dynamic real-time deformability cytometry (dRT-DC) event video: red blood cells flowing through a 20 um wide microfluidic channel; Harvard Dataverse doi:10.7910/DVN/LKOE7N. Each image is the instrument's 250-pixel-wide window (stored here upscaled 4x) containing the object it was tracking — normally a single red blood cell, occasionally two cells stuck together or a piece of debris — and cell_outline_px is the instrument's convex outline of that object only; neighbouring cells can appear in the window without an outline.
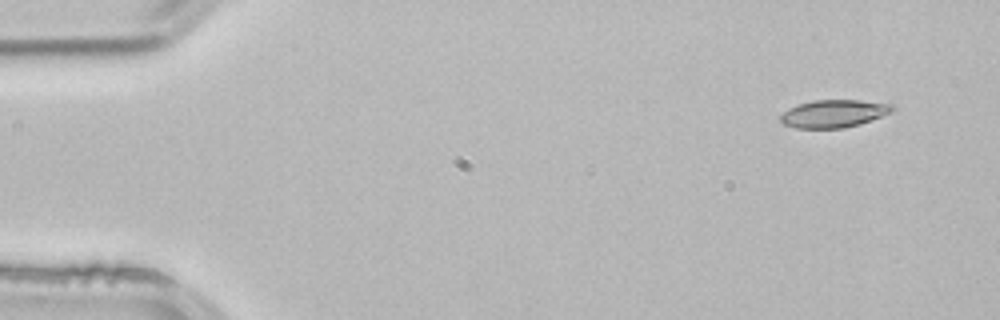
{"species": "common noctule bat (a hibernating species)", "species_latin": "Nyctalus noctula", "temperature_condition": "room temperature", "stored_images_in_passage": 3, "camera_frame_rate_fps": 3000, "um_per_image_px": 0.085, "animal": {"sex": "male", "body_mass_g": 21.5, "forearm_length_mm": 52.0}, "frame": {"image": 1, "passage_image": 1, "time_ms": 0.0, "image_size_px": [1000, 320], "cell_outline_px": [[896, 108], [892, 112], [860, 124], [844, 128], [796, 128], [784, 124], [780, 120], [780, 116], [788, 108], [800, 104], [816, 100], [860, 100], [892, 104]], "centroid_in_image_um": [70.89, 9.66], "position_along_channel_um": 14.1, "area_um2": 17.98}}
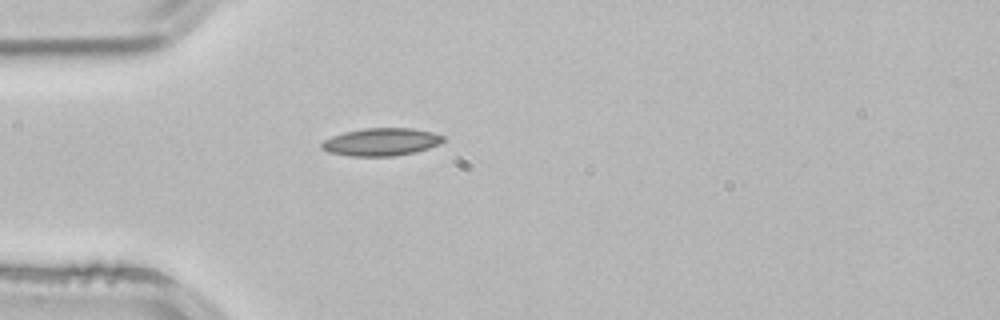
{"frame": {"image": 2, "passage_image": 3, "time_ms": 0.667, "image_size_px": [1000, 320], "cell_outline_px": [[444, 140], [440, 144], [416, 152], [392, 156], [352, 156], [328, 152], [320, 148], [320, 144], [324, 140], [332, 136], [344, 132], [364, 128], [412, 128], [432, 132], [444, 136]], "centroid_in_image_um": [32.39, 12.06], "position_along_channel_um": 52.6, "area_um2": 19.65}}